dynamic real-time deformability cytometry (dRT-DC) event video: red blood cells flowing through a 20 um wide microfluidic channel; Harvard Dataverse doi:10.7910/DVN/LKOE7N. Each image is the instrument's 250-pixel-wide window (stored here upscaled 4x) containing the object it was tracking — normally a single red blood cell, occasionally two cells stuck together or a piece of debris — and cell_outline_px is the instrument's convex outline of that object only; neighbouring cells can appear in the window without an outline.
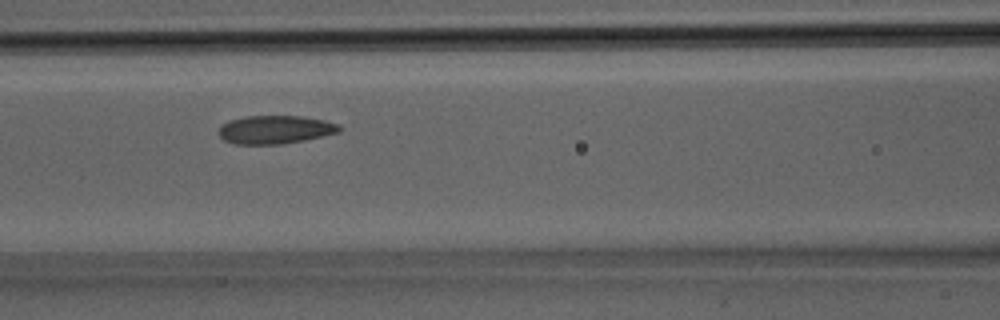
{"species": "Egyptian fruit bat (a non-hibernating species)", "species_latin": "Rousettus aegyptiacus", "temperature_condition": "room temperature", "stored_images_in_passage": 27, "camera_frame_rate_fps": 3000, "um_per_image_px": 0.085, "animal": {"sex": "male"}, "frame": {"image": 1, "passage_image": 9, "time_ms": 2.667, "image_size_px": [1000, 320], "cell_outline_px": [[340, 132], [324, 136], [304, 140], [280, 144], [236, 144], [224, 140], [220, 136], [220, 124], [244, 116], [300, 116], [324, 120], [336, 124], [340, 128]], "centroid_in_image_um": [23.38, 11.02], "position_along_channel_um": 143.2, "area_um2": 19.71}}
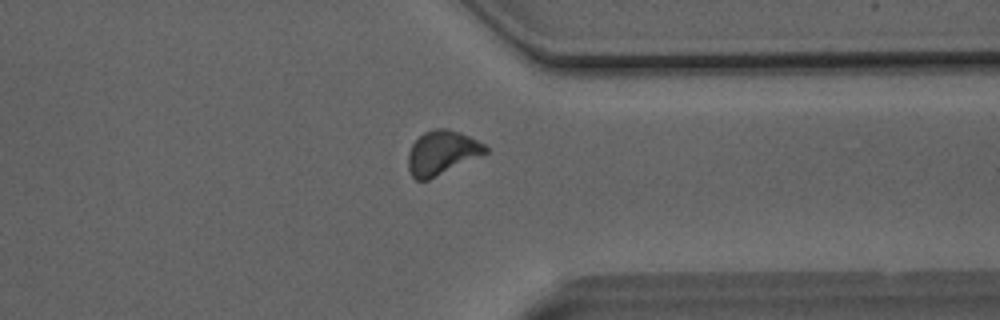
{"frame": {"image": 2, "passage_image": 20, "time_ms": 6.333, "image_size_px": [1000, 320], "cell_outline_px": [[488, 152], [480, 156], [428, 180], [416, 180], [408, 172], [408, 152], [412, 144], [424, 132], [436, 128], [448, 128], [460, 132], [484, 144], [488, 148]], "centroid_in_image_um": [37.54, 12.98], "position_along_channel_um": 373.9, "area_um2": 19.77}}
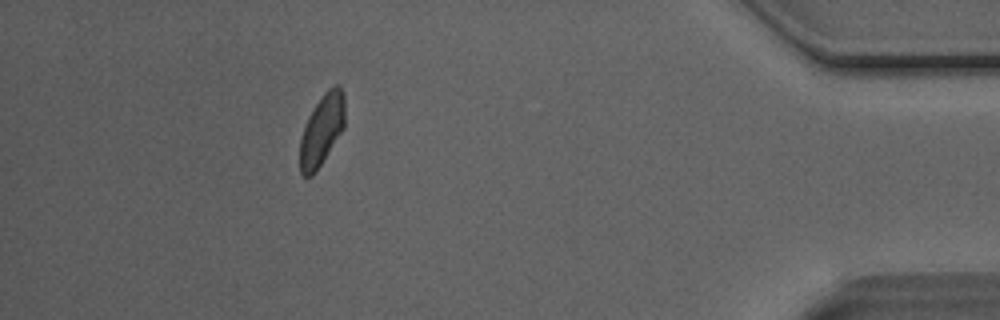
{"frame": {"image": 3, "passage_image": 24, "time_ms": 7.667, "image_size_px": [1000, 320], "cell_outline_px": [[344, 128], [316, 172], [312, 176], [304, 176], [300, 172], [300, 136], [308, 116], [324, 92], [328, 88], [336, 84], [340, 84], [344, 96]], "centroid_in_image_um": [27.35, 11.04], "position_along_channel_um": 407.9, "area_um2": 18.67}}